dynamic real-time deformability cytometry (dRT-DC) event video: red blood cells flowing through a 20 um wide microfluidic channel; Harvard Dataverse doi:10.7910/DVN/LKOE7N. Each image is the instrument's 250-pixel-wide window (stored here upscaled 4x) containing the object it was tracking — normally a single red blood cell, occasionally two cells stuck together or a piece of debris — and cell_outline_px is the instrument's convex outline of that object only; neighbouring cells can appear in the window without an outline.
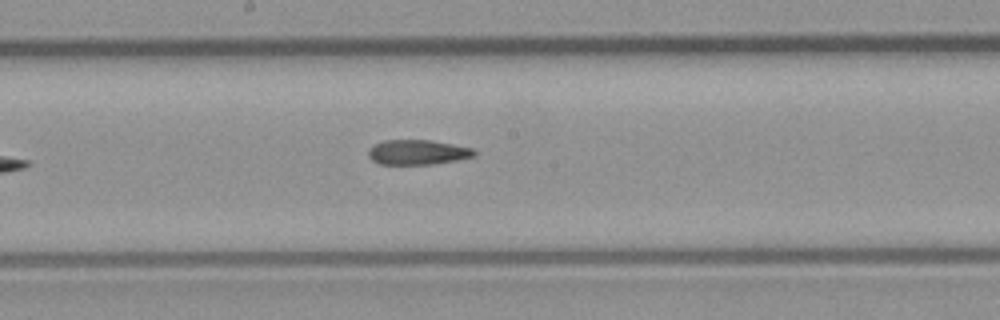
{"species": "common noctule bat (a hibernating species)", "species_latin": "Nyctalus noctula", "temperature_condition": "room temperature", "stored_images_in_passage": 9, "camera_frame_rate_fps": 3000, "um_per_image_px": 0.085, "animal": {"sex": "male", "body_mass_g": 23.1, "forearm_length_mm": 52.7}, "frame": {"image": 1, "passage_image": 9, "time_ms": 2.667, "image_size_px": [1000, 320], "cell_outline_px": [[476, 156], [456, 160], [432, 164], [380, 164], [372, 160], [368, 156], [368, 152], [376, 144], [384, 140], [432, 140], [472, 148], [476, 152]], "centroid_in_image_um": [35.52, 12.94], "position_along_channel_um": 212.7, "area_um2": 15.2}}